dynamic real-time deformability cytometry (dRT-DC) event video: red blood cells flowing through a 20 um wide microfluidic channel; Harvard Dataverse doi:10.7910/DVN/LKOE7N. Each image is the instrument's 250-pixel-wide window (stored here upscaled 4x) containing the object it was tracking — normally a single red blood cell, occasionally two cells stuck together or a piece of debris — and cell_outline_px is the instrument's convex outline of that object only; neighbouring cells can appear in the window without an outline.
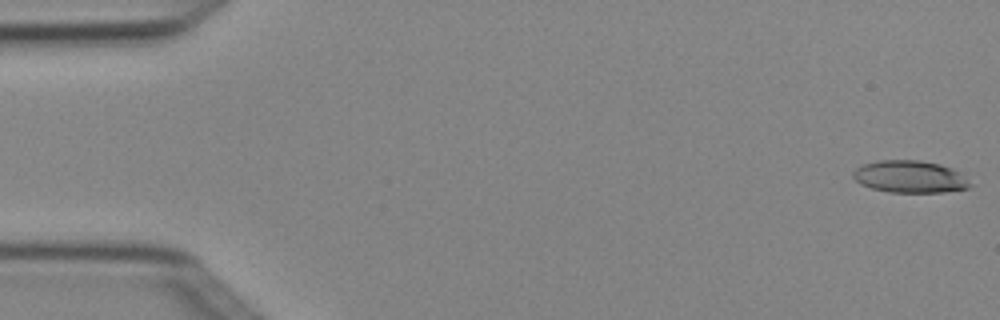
{"species": "Egyptian fruit bat (a non-hibernating species)", "species_latin": "Rousettus aegyptiacus", "temperature_condition": "cold", "stored_images_in_passage": 6, "camera_frame_rate_fps": 3000, "um_per_image_px": 0.085, "animal": {"sex": "female"}, "frame": {"image": 1, "passage_image": 1, "time_ms": 0.0, "image_size_px": [1000, 320], "cell_outline_px": [[972, 184], [968, 188], [944, 192], [888, 192], [872, 188], [860, 184], [852, 176], [852, 172], [856, 168], [864, 164], [880, 160], [920, 160], [940, 164], [952, 168], [960, 172]], "centroid_in_image_um": [77.34, 15.02], "position_along_channel_um": 7.7, "area_um2": 21.96}}
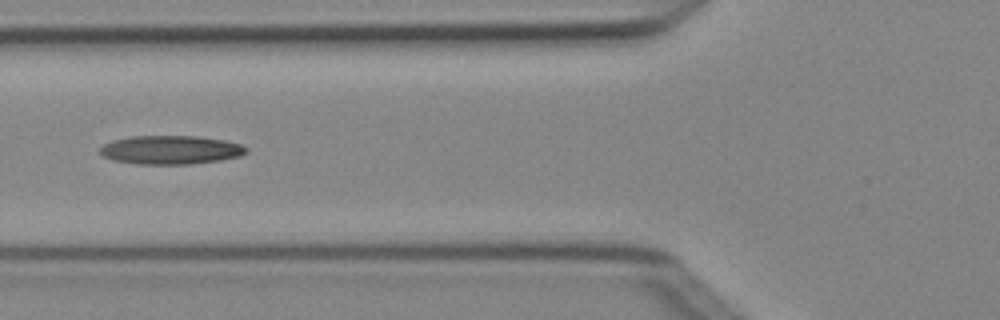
{"frame": {"image": 2, "passage_image": 5, "time_ms": 1.333, "image_size_px": [1000, 320], "cell_outline_px": [[248, 152], [240, 156], [220, 160], [192, 164], [136, 164], [112, 160], [104, 156], [100, 152], [100, 148], [104, 144], [112, 140], [128, 136], [196, 136], [224, 140], [240, 144], [248, 148]], "centroid_in_image_um": [14.5, 12.74], "position_along_channel_um": 111.3, "area_um2": 24.57}}
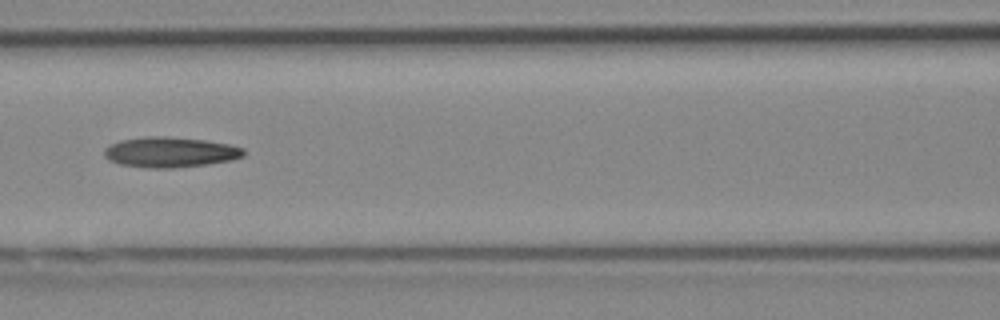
{"frame": {"image": 3, "passage_image": 6, "time_ms": 1.667, "image_size_px": [1000, 320], "cell_outline_px": [[244, 156], [232, 160], [204, 164], [172, 168], [148, 168], [120, 164], [108, 160], [104, 156], [104, 148], [120, 140], [148, 136], [164, 136], [204, 140], [228, 144], [244, 148]], "centroid_in_image_um": [14.44, 12.93], "position_along_channel_um": 152.2, "area_um2": 24.51}}